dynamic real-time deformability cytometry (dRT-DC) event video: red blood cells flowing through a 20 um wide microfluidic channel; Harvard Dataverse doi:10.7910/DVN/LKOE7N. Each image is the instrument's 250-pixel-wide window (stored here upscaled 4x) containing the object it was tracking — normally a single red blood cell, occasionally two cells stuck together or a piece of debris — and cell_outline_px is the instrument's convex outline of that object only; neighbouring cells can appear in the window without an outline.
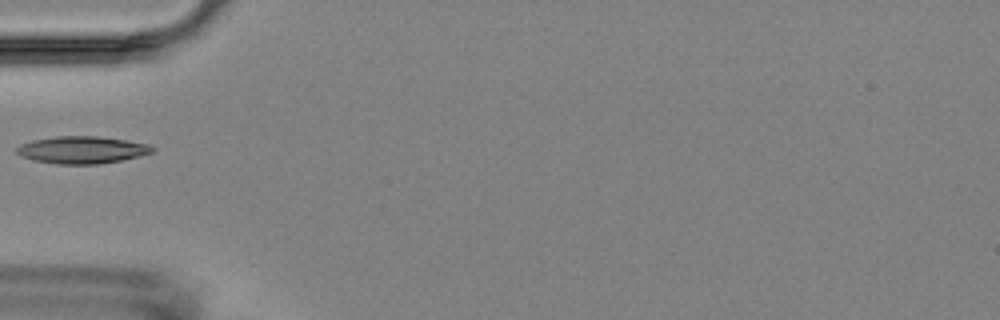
{"species": "Egyptian fruit bat (a non-hibernating species)", "species_latin": "Rousettus aegyptiacus", "temperature_condition": "room temperature", "stored_images_in_passage": 6, "camera_frame_rate_fps": 3000, "um_per_image_px": 0.085, "animal": {"sex": "female"}, "frame": {"image": 1, "passage_image": 5, "time_ms": 5.667, "image_size_px": [1000, 320], "cell_outline_px": [[156, 152], [140, 156], [100, 164], [56, 164], [32, 160], [20, 156], [16, 152], [16, 148], [20, 144], [32, 140], [56, 136], [100, 136], [128, 140], [148, 144], [156, 148]], "centroid_in_image_um": [6.99, 12.74], "position_along_channel_um": 78.0, "area_um2": 21.85}}
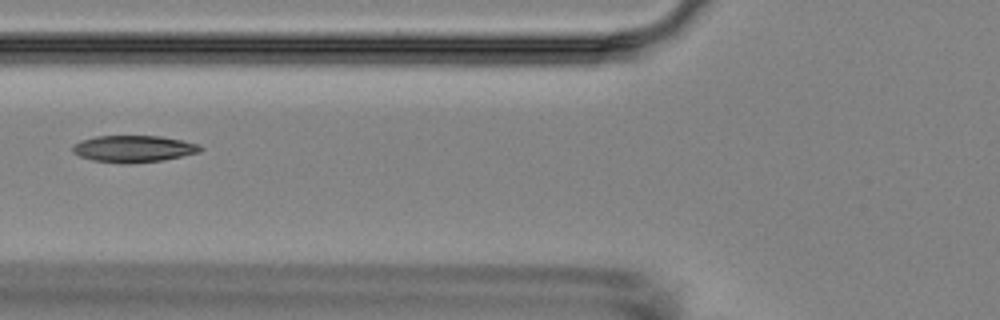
{"frame": {"image": 2, "passage_image": 6, "time_ms": 6.667, "image_size_px": [1000, 320], "cell_outline_px": [[204, 148], [200, 152], [164, 160], [128, 164], [124, 164], [92, 160], [80, 156], [72, 152], [72, 144], [80, 140], [96, 136], [160, 136], [184, 140], [200, 144]], "centroid_in_image_um": [11.36, 12.65], "position_along_channel_um": 114.4, "area_um2": 20.23}}